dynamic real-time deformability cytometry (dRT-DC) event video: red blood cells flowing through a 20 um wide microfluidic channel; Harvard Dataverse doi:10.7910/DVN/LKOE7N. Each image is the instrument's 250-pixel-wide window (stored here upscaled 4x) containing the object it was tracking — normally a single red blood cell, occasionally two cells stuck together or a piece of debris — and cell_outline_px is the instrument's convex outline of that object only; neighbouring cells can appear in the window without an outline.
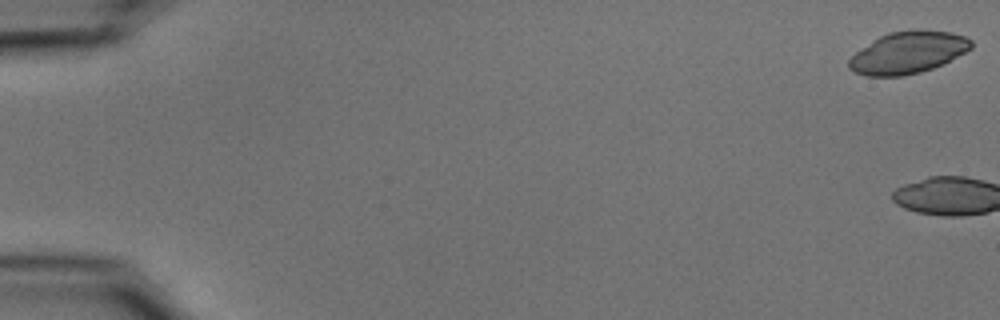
{"species": "common noctule bat (a hibernating species)", "species_latin": "Nyctalus noctula", "temperature_condition": "cold", "stored_images_in_passage": 4, "camera_frame_rate_fps": 3000, "um_per_image_px": 0.085, "animal": {"sex": "male", "body_mass_g": 15.6}, "frame": {"image": 1, "passage_image": 1, "time_ms": 0.0, "image_size_px": [1000, 320], "cell_outline_px": [[972, 48], [944, 64], [920, 72], [904, 76], [868, 76], [856, 72], [848, 68], [848, 60], [856, 52], [872, 40], [888, 32], [912, 28], [920, 28], [952, 32], [964, 36], [972, 40]], "centroid_in_image_um": [77.2, 4.44], "position_along_channel_um": 7.8, "area_um2": 30.29}}